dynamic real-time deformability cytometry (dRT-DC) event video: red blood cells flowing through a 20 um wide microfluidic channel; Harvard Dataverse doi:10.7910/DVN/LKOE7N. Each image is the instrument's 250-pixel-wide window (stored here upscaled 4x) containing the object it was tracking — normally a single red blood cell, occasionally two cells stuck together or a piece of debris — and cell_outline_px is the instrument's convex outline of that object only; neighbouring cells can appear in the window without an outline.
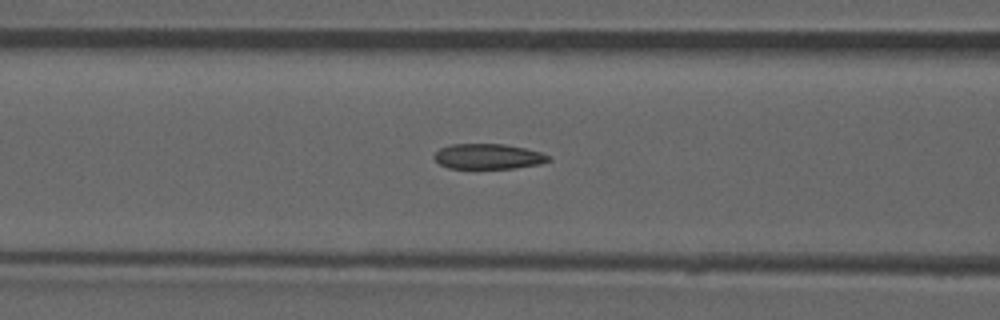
{"species": "common noctule bat (a hibernating species)", "species_latin": "Nyctalus noctula", "temperature_condition": "room temperature", "stored_images_in_passage": 48, "camera_frame_rate_fps": 3000, "um_per_image_px": 0.085, "animal": {"sex": "male", "forearm_length_mm": 52.5}, "frame": {"image": 1, "passage_image": 21, "time_ms": 6.667, "image_size_px": [1000, 320], "cell_outline_px": [[552, 160], [540, 164], [512, 168], [448, 168], [440, 164], [432, 156], [440, 148], [452, 144], [504, 144], [524, 148], [540, 152], [552, 156]], "centroid_in_image_um": [41.51, 13.3], "position_along_channel_um": 125.1, "area_um2": 16.82}}